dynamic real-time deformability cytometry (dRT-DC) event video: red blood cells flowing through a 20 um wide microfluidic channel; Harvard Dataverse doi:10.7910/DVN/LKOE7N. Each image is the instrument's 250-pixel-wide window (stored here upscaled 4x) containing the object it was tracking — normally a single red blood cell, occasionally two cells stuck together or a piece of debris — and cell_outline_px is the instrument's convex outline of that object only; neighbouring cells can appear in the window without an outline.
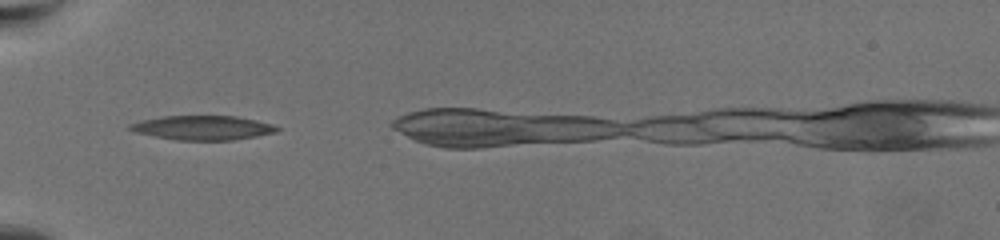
{"species": "common noctule bat (a hibernating species)", "species_latin": "Nyctalus noctula", "temperature_condition": "warm", "stored_images_in_passage": 33, "camera_frame_rate_fps": 3000, "um_per_image_px": 0.085, "animal": {"sex": "female", "body_mass_g": 19.5, "forearm_length_mm": 54.1}, "frame": {"image": 1, "passage_image": 1, "time_ms": 0.0, "image_size_px": [1000, 240], "cell_outline_px": [[280, 128], [276, 132], [256, 136], [232, 140], [176, 140], [136, 132], [128, 128], [128, 124], [140, 120], [164, 116], [236, 116], [256, 120], [272, 124]], "centroid_in_image_um": [17.23, 10.85], "position_along_channel_um": 67.8, "area_um2": 20.69}}
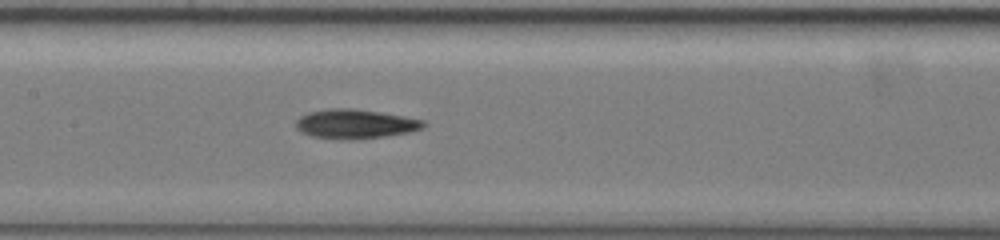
{"frame": {"image": 2, "passage_image": 11, "time_ms": 3.333, "image_size_px": [1000, 240], "cell_outline_px": [[428, 124], [424, 128], [408, 132], [384, 136], [356, 140], [340, 140], [312, 136], [296, 128], [296, 120], [300, 116], [308, 112], [332, 108], [352, 108], [380, 112], [404, 116], [424, 120]], "centroid_in_image_um": [30.22, 10.54], "position_along_channel_um": 177.2, "area_um2": 21.91}}
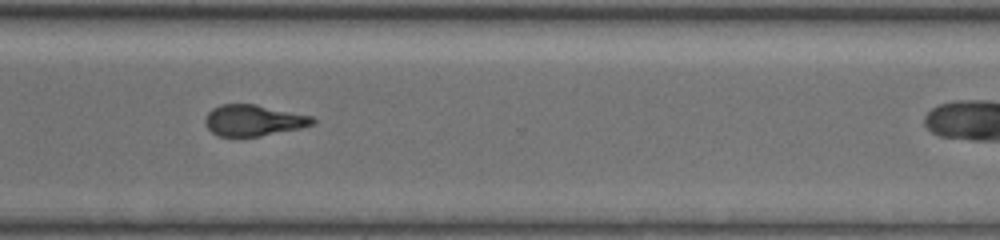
{"frame": {"image": 3, "passage_image": 26, "time_ms": 8.333, "image_size_px": [1000, 240], "cell_outline_px": [[316, 124], [300, 128], [240, 140], [236, 140], [220, 136], [212, 132], [208, 128], [204, 120], [208, 112], [212, 108], [220, 104], [256, 104], [312, 116], [316, 120]], "centroid_in_image_um": [21.52, 10.27], "position_along_channel_um": 349.1, "area_um2": 20.11}}